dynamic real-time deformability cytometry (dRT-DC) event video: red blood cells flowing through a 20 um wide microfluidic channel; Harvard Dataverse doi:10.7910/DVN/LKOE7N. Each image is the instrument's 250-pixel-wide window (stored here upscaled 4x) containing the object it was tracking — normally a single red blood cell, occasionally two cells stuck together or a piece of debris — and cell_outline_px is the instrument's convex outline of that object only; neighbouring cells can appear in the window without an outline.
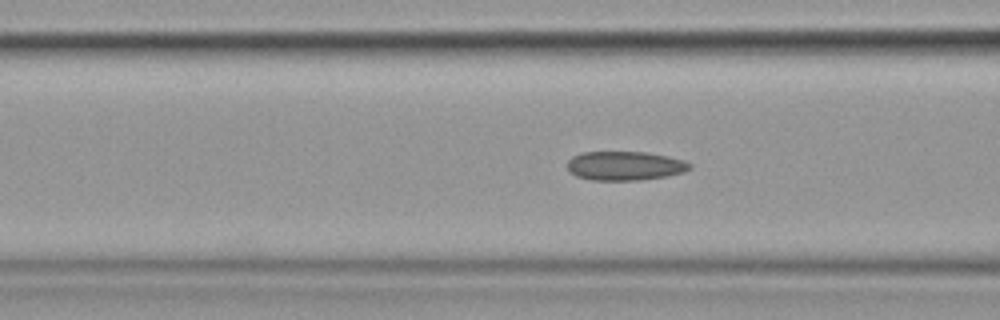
{"species": "common noctule bat (a hibernating species)", "species_latin": "Nyctalus noctula", "temperature_condition": "cold", "stored_images_in_passage": 35, "camera_frame_rate_fps": 3000, "um_per_image_px": 0.085, "animal": {"sex": "female", "body_mass_g": 19.9}, "frame": {"image": 1, "passage_image": 11, "time_ms": 3.333, "image_size_px": [1000, 320], "cell_outline_px": [[692, 168], [684, 172], [668, 176], [640, 180], [592, 180], [576, 176], [568, 168], [568, 160], [572, 156], [584, 152], [648, 152], [668, 156], [684, 160], [692, 164]], "centroid_in_image_um": [53.16, 14.09], "position_along_channel_um": 113.4, "area_um2": 20.81}}
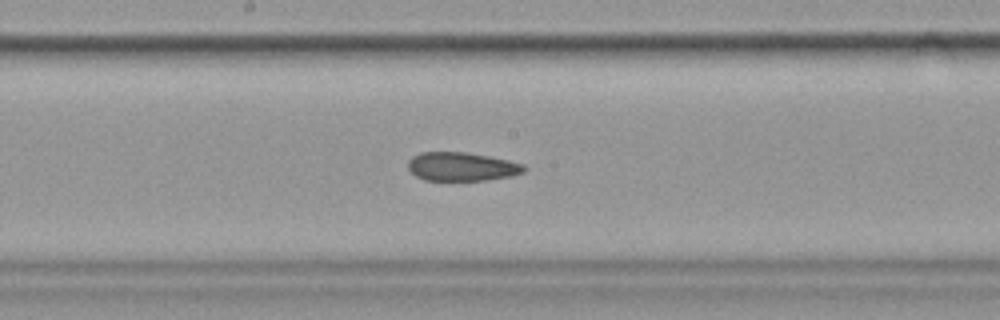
{"frame": {"image": 2, "passage_image": 19, "time_ms": 6.0, "image_size_px": [1000, 320], "cell_outline_px": [[528, 168], [524, 172], [512, 176], [484, 180], [424, 180], [416, 176], [408, 168], [408, 160], [412, 156], [420, 152], [464, 152], [488, 156], [508, 160], [524, 164]], "centroid_in_image_um": [39.26, 14.16], "position_along_channel_um": 208.9, "area_um2": 19.42}}
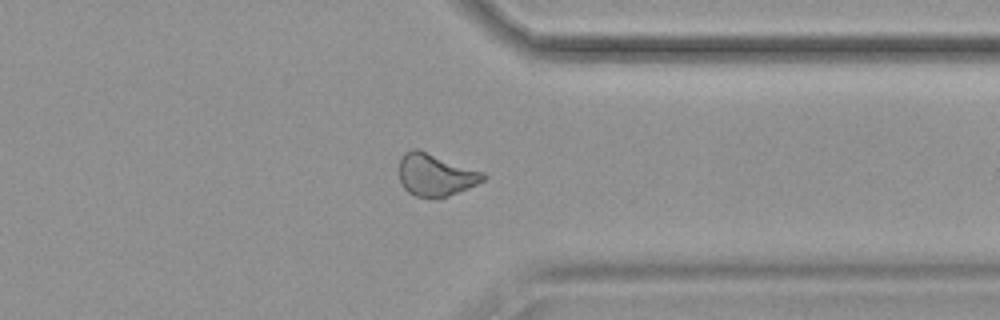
{"frame": {"image": 3, "passage_image": 33, "time_ms": 10.667, "image_size_px": [1000, 320], "cell_outline_px": [[488, 176], [484, 180], [468, 188], [448, 196], [416, 196], [408, 192], [400, 184], [400, 156], [404, 152], [412, 148], [416, 148], [484, 172]], "centroid_in_image_um": [37.01, 14.84], "position_along_channel_um": 374.4, "area_um2": 20.52}}